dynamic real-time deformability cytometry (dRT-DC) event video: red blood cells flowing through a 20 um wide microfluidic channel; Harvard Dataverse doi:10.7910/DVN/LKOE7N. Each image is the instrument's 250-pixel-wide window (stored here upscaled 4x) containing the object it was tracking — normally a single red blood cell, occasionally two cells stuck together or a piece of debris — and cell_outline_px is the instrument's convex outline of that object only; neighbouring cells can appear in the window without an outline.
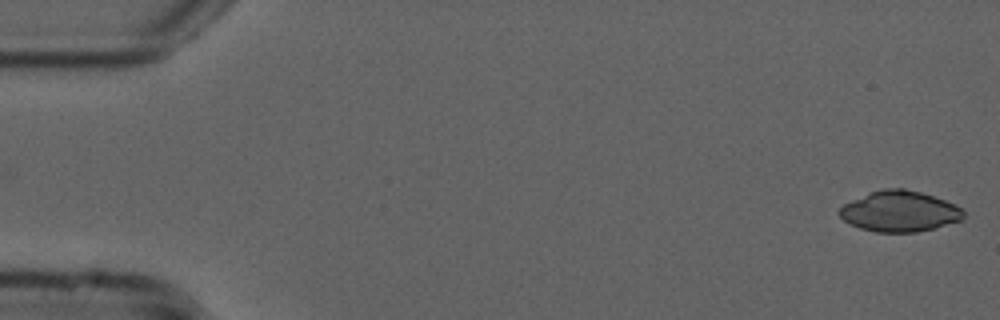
{"species": "common noctule bat (a hibernating species)", "species_latin": "Nyctalus noctula", "temperature_condition": "cold", "stored_images_in_passage": 23, "camera_frame_rate_fps": 3000, "um_per_image_px": 0.085, "animal": {"sex": "male", "forearm_length_mm": 52.5}, "frame": {"image": 1, "passage_image": 1, "time_ms": 0.0, "image_size_px": [1000, 320], "cell_outline_px": [[964, 220], [916, 232], [876, 232], [860, 228], [844, 220], [836, 212], [844, 204], [868, 192], [884, 188], [904, 188], [920, 192], [944, 200], [960, 208], [964, 212]], "centroid_in_image_um": [76.44, 17.96], "position_along_channel_um": 8.6, "area_um2": 29.3}}